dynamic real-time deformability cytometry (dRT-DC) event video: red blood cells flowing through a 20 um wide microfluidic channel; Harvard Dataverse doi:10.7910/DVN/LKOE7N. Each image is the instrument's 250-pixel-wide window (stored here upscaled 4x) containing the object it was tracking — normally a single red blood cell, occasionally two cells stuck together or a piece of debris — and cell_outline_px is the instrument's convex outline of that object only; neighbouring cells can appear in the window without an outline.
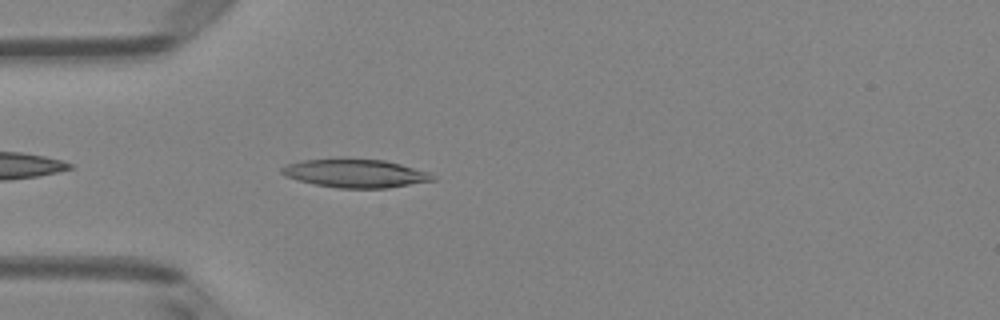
{"species": "Egyptian fruit bat (a non-hibernating species)", "species_latin": "Rousettus aegyptiacus", "temperature_condition": "room temperature", "stored_images_in_passage": 23, "camera_frame_rate_fps": 3000, "um_per_image_px": 0.085, "animal": {"sex": "female"}, "frame": {"image": 1, "passage_image": 3, "time_ms": 0.667, "image_size_px": [1000, 320], "cell_outline_px": [[436, 180], [388, 188], [336, 188], [316, 184], [284, 176], [280, 172], [280, 168], [288, 164], [304, 160], [340, 156], [344, 156], [384, 160], [432, 172], [436, 176]], "centroid_in_image_um": [30.23, 14.7], "position_along_channel_um": 54.8, "area_um2": 25.78}}
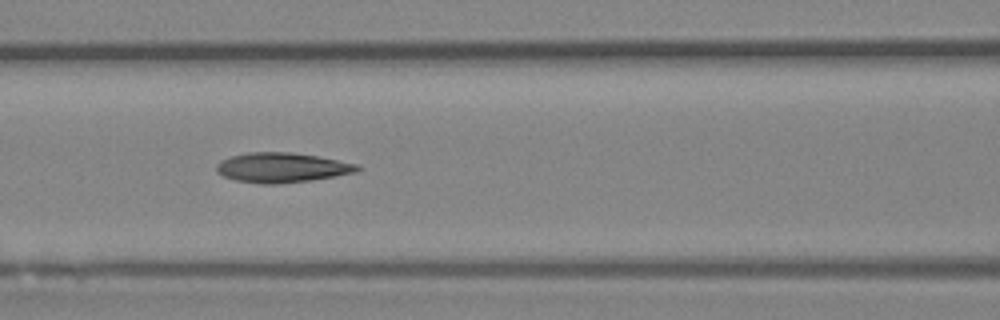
{"frame": {"image": 2, "passage_image": 10, "time_ms": 3.0, "image_size_px": [1000, 320], "cell_outline_px": [[364, 168], [356, 172], [336, 176], [312, 180], [276, 184], [260, 184], [236, 180], [224, 176], [216, 172], [216, 164], [220, 160], [232, 156], [248, 152], [288, 152], [316, 156], [360, 164]], "centroid_in_image_um": [23.98, 14.25], "position_along_channel_um": 142.6, "area_um2": 24.57}}
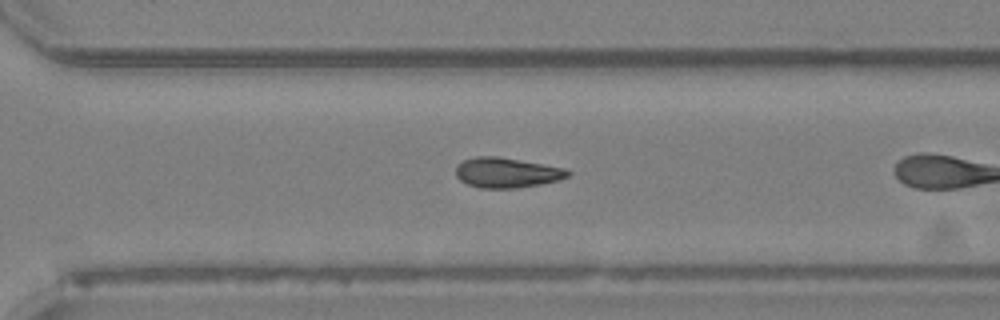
{"frame": {"image": 3, "passage_image": 21, "time_ms": 6.667, "image_size_px": [1000, 320], "cell_outline_px": [[572, 172], [568, 176], [560, 180], [540, 184], [516, 188], [480, 188], [468, 184], [460, 180], [456, 176], [456, 164], [464, 160], [476, 156], [496, 156], [544, 164], [564, 168]], "centroid_in_image_um": [43.07, 14.67], "position_along_channel_um": 327.5, "area_um2": 19.65}}